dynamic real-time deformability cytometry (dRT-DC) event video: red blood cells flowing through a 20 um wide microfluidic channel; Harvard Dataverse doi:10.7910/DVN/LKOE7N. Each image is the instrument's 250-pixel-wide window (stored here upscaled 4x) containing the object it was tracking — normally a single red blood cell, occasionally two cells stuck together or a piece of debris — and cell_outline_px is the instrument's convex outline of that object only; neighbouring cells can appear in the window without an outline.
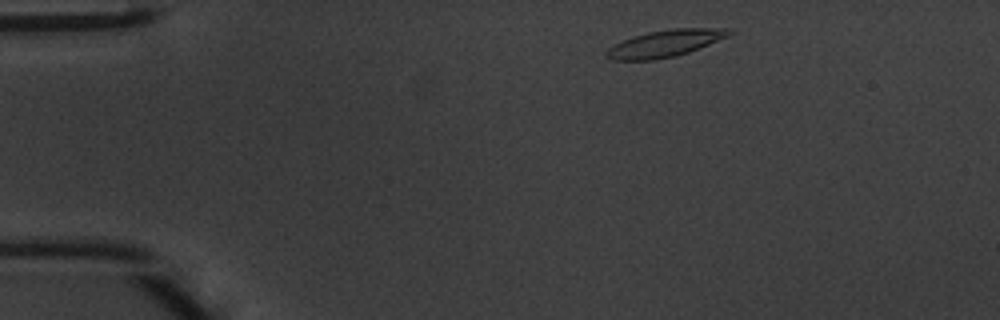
{"species": "common noctule bat (a hibernating species)", "species_latin": "Nyctalus noctula", "temperature_condition": "warm", "stored_images_in_passage": 42, "camera_frame_rate_fps": 3000, "um_per_image_px": 0.085, "animal": {"sex": "male", "body_mass_g": 20.1, "forearm_length_mm": 53.5}, "frame": {"image": 1, "passage_image": 2, "time_ms": 0.333, "image_size_px": [1000, 320], "cell_outline_px": [[736, 32], [728, 36], [688, 52], [676, 56], [656, 60], [612, 60], [604, 56], [604, 52], [608, 48], [632, 36], [648, 32], [672, 28], [732, 28]], "centroid_in_image_um": [56.53, 3.69], "position_along_channel_um": 28.5, "area_um2": 19.31}}
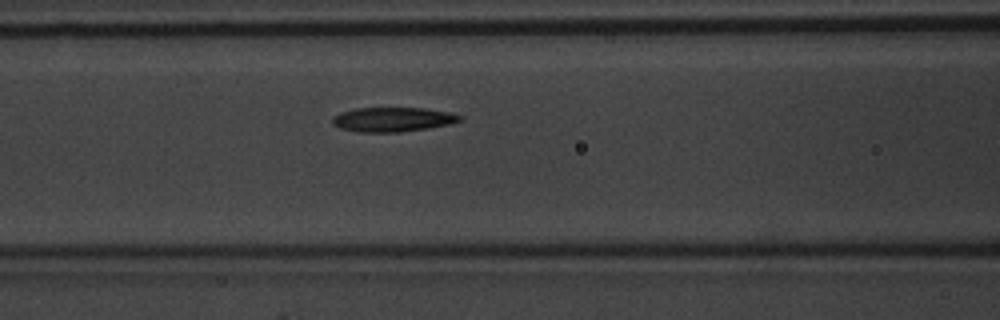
{"frame": {"image": 2, "passage_image": 14, "time_ms": 4.333, "image_size_px": [1000, 320], "cell_outline_px": [[460, 120], [448, 124], [428, 128], [400, 132], [360, 132], [340, 128], [332, 124], [332, 116], [340, 112], [356, 108], [424, 108], [452, 112], [460, 116]], "centroid_in_image_um": [33.34, 10.15], "position_along_channel_um": 133.3, "area_um2": 18.09}}
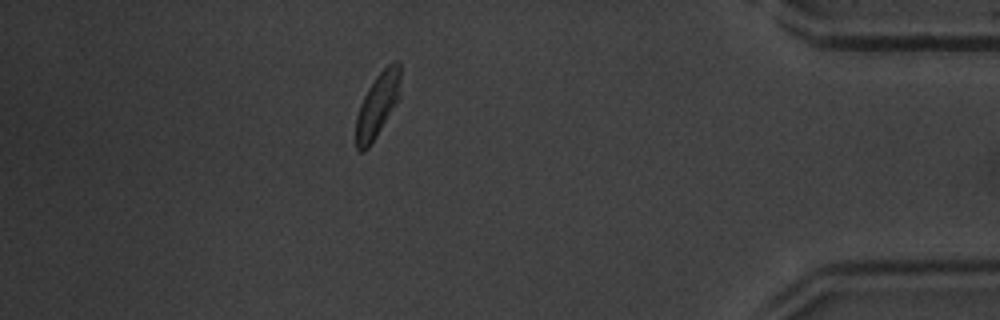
{"frame": {"image": 3, "passage_image": 36, "time_ms": 11.667, "image_size_px": [1000, 320], "cell_outline_px": [[400, 100], [368, 148], [364, 152], [360, 152], [356, 148], [356, 116], [360, 104], [368, 88], [376, 76], [392, 60], [400, 60]], "centroid_in_image_um": [32.12, 8.91], "position_along_channel_um": 403.1, "area_um2": 16.94}, "authors_computed_cell_mechanics": {"area_um2": 17.8891, "velocity_mm_per_s": 4.2236, "shape_relaxation_time_tau1_ms": 2.3238, "shape_relaxation_time_tau2_ms": 2.0702, "deformation_change_tau1": 0.1683, "deformation_change_tau2": 0.0828}}